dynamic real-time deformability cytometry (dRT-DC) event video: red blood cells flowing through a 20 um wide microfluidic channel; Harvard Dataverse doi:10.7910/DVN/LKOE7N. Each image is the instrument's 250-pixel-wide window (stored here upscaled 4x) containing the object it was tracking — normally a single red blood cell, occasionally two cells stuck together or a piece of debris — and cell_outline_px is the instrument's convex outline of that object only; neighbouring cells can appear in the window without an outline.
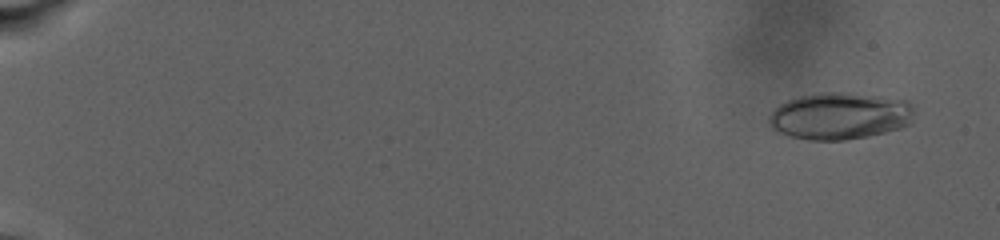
{"species": "human", "species_latin": "Homo sapiens", "temperature_condition": "warm", "stored_images_in_passage": 36, "camera_frame_rate_fps": 3000, "um_per_image_px": 0.085, "donor": {"sex": "male"}, "frame": {"image": 1, "passage_image": 6, "time_ms": 1.667, "image_size_px": [1000, 240], "cell_outline_px": [[912, 124], [900, 128], [868, 136], [848, 140], [808, 140], [788, 136], [776, 132], [768, 128], [768, 116], [780, 104], [788, 100], [800, 96], [824, 92], [840, 92], [880, 96], [908, 100], [912, 104]], "centroid_in_image_um": [71.36, 9.87], "position_along_channel_um": 13.6, "area_um2": 40.11}}
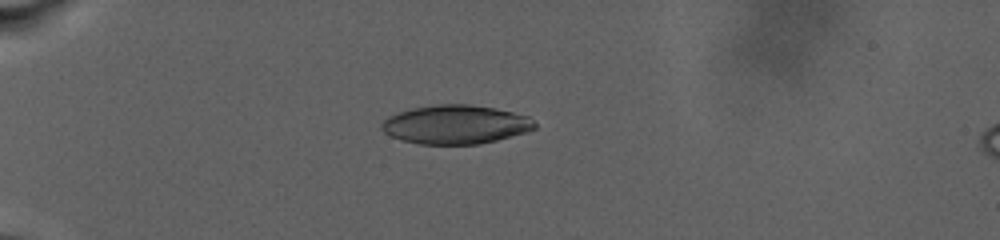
{"frame": {"image": 2, "passage_image": 29, "time_ms": 8.333, "image_size_px": [1000, 240], "cell_outline_px": [[536, 128], [528, 132], [480, 144], [420, 144], [404, 140], [392, 136], [384, 132], [380, 128], [380, 124], [388, 116], [412, 108], [440, 104], [468, 104], [496, 108], [528, 116], [536, 124]], "centroid_in_image_um": [38.74, 10.58], "position_along_channel_um": 46.3, "area_um2": 34.56}}